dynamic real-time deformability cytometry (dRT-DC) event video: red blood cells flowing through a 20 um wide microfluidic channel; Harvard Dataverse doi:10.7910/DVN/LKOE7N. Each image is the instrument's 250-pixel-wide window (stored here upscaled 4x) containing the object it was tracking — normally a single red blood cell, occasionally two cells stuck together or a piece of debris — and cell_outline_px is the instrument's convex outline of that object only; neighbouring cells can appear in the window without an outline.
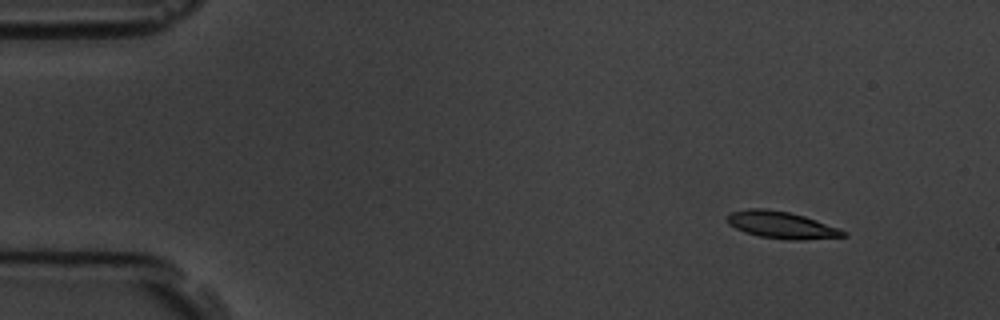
{"species": "common noctule bat (a hibernating species)", "species_latin": "Nyctalus noctula", "temperature_condition": "room temperature", "stored_images_in_passage": 6, "segment_of_instrument_passage": [1, 2], "camera_frame_rate_fps": 3000, "um_per_image_px": 0.085, "animal": {"sex": "male", "body_mass_g": 19.5, "forearm_length_mm": 54.6}, "frame": {"image": 1, "passage_image": 2, "time_ms": 1.0, "image_size_px": [1000, 320], "cell_outline_px": [[848, 236], [804, 240], [788, 240], [760, 236], [744, 232], [728, 224], [724, 220], [724, 216], [732, 212], [748, 208], [764, 208], [788, 212], [804, 216], [840, 228], [848, 232]], "centroid_in_image_um": [66.42, 19.12], "position_along_channel_um": 18.6, "area_um2": 18.5}}